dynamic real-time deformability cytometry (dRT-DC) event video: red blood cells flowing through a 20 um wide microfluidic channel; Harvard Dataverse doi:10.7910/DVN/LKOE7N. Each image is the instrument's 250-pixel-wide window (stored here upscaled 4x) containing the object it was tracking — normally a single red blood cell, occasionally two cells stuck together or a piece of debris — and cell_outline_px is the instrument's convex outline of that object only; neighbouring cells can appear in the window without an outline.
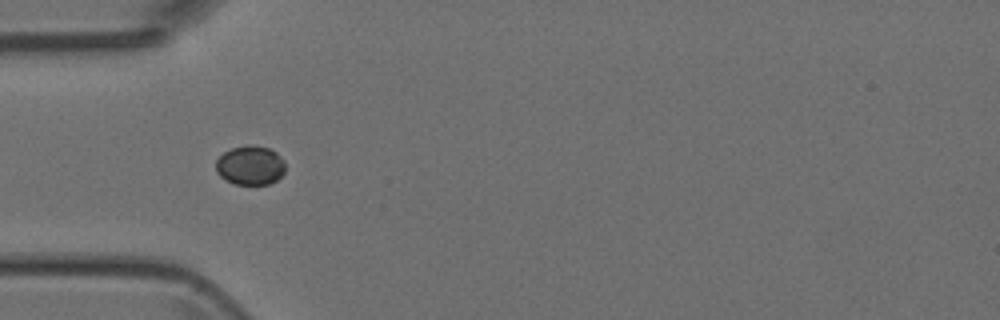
{"species": "Egyptian fruit bat (a non-hibernating species)", "species_latin": "Rousettus aegyptiacus", "temperature_condition": "room temperature", "stored_images_in_passage": 37, "camera_frame_rate_fps": 3000, "um_per_image_px": 0.085, "animal": {"sex": "female"}, "frame": {"image": 1, "passage_image": 6, "time_ms": 1.667, "image_size_px": [1000, 320], "cell_outline_px": [[284, 172], [276, 180], [268, 184], [236, 184], [224, 180], [216, 172], [216, 160], [224, 152], [232, 148], [248, 144], [252, 144], [268, 148], [276, 152], [284, 160]], "centroid_in_image_um": [21.26, 14.04], "position_along_channel_um": 63.7, "area_um2": 15.9}}